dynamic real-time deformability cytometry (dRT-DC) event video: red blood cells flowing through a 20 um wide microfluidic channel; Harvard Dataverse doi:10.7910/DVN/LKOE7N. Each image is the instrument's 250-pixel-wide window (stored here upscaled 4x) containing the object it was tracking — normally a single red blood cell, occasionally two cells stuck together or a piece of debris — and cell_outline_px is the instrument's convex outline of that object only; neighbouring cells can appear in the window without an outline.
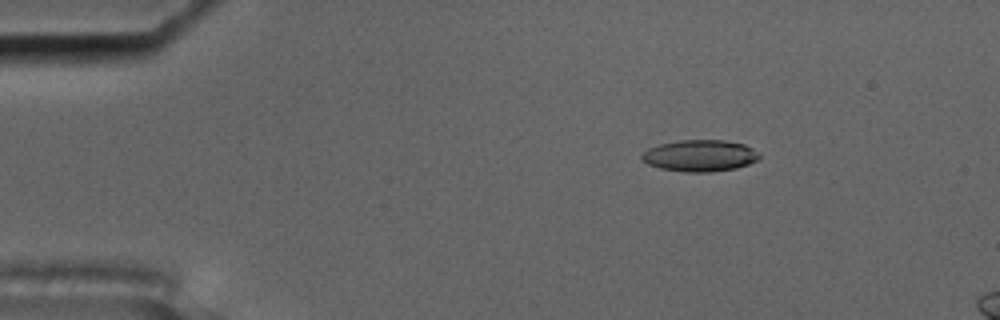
{"species": "common noctule bat (a hibernating species)", "species_latin": "Nyctalus noctula", "temperature_condition": "cold", "stored_images_in_passage": 15, "camera_frame_rate_fps": 3000, "um_per_image_px": 0.085, "animal": {"sex": "male", "body_mass_g": 17.5, "forearm_length_mm": 52.3}, "frame": {"image": 1, "passage_image": 9, "time_ms": 2.667, "image_size_px": [1000, 320], "cell_outline_px": [[760, 160], [736, 168], [712, 172], [688, 172], [660, 168], [648, 164], [640, 160], [640, 156], [648, 148], [660, 144], [680, 140], [724, 140], [744, 144], [752, 148], [760, 156]], "centroid_in_image_um": [59.49, 13.23], "position_along_channel_um": 25.5, "area_um2": 21.68}}